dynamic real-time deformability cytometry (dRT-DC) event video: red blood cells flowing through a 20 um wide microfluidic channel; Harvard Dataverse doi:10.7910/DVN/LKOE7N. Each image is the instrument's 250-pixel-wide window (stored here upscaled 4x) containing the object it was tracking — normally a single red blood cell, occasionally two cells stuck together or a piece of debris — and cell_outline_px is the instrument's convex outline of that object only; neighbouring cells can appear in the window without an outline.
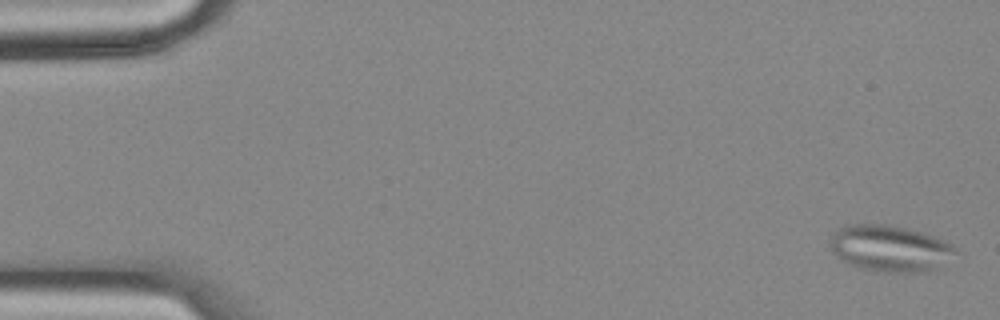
{"species": "common noctule bat (a hibernating species)", "species_latin": "Nyctalus noctula", "temperature_condition": "cold", "stored_images_in_passage": 57, "segment_of_instrument_passage": [1, 2], "camera_frame_rate_fps": 3000, "um_per_image_px": 0.085, "animal": {"sex": "female", "body_mass_g": 18.4}, "frame": {"image": 1, "passage_image": 2, "time_ms": 0.333, "image_size_px": [1000, 320], "cell_outline_px": [[960, 252], [940, 268], [924, 272], [876, 272], [860, 268], [840, 260], [828, 248], [828, 240], [844, 224], [884, 224], [908, 228], [944, 240], [952, 244]], "centroid_in_image_um": [75.65, 21.13], "position_along_channel_um": 9.3, "area_um2": 34.56}}
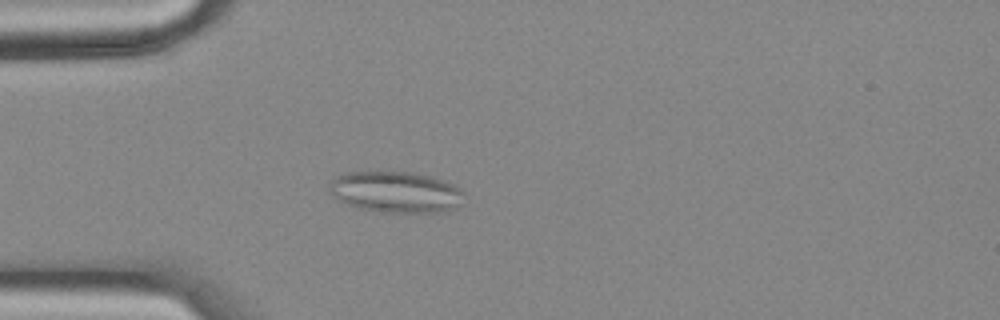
{"frame": {"image": 2, "passage_image": 16, "time_ms": 5.0, "image_size_px": [1000, 320], "cell_outline_px": [[464, 204], [456, 208], [444, 212], [384, 212], [360, 208], [348, 204], [332, 196], [328, 192], [328, 184], [336, 176], [344, 172], [412, 172], [432, 176], [452, 184], [460, 188], [464, 192]], "centroid_in_image_um": [33.67, 16.32], "position_along_channel_um": 51.3, "area_um2": 32.66}}